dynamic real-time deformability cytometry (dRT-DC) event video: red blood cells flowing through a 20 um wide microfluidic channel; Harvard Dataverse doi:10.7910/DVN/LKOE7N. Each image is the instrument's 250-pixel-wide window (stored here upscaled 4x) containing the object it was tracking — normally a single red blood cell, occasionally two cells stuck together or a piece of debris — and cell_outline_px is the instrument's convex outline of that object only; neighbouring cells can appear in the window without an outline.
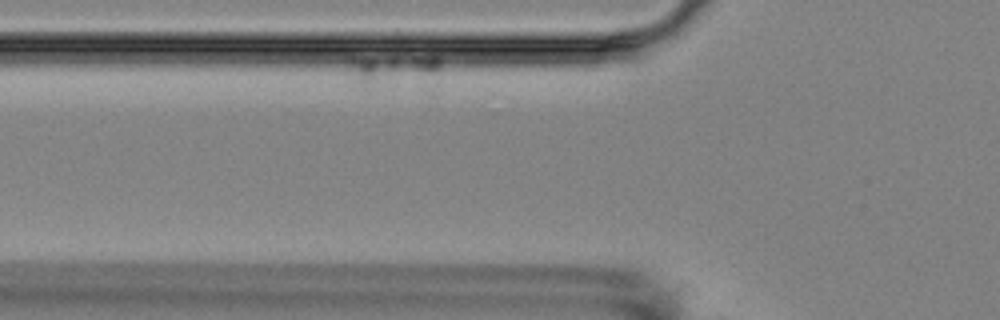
{"species": "Egyptian fruit bat (a non-hibernating species)", "species_latin": "Rousettus aegyptiacus", "temperature_condition": "room temperature", "stored_images_in_passage": 3, "camera_frame_rate_fps": 3000, "um_per_image_px": 0.085, "animal": {"sex": "female"}, "frame": {"image": 1, "passage_image": 2, "time_ms": 2.0, "image_size_px": [1000, 320], "cell_outline_px": [[440, 64], [436, 72], [364, 88], [360, 84], [348, 60], [348, 56], [436, 56], [440, 60]], "centroid_in_image_um": [33.24, 5.8], "position_along_channel_um": 92.6, "area_um2": 15.03}}